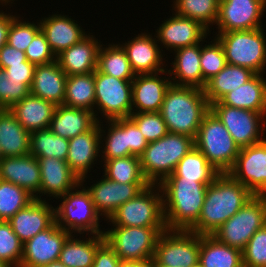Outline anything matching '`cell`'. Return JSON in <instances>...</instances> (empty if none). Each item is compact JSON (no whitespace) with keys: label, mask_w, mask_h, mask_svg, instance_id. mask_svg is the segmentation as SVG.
I'll return each instance as SVG.
<instances>
[{"label":"cell","mask_w":266,"mask_h":267,"mask_svg":"<svg viewBox=\"0 0 266 267\" xmlns=\"http://www.w3.org/2000/svg\"><path fill=\"white\" fill-rule=\"evenodd\" d=\"M254 194L229 173H220L207 186L197 223L189 230L198 235H212L236 214Z\"/></svg>","instance_id":"6da1fadb"},{"label":"cell","mask_w":266,"mask_h":267,"mask_svg":"<svg viewBox=\"0 0 266 267\" xmlns=\"http://www.w3.org/2000/svg\"><path fill=\"white\" fill-rule=\"evenodd\" d=\"M185 178H165L160 184L167 230L189 231L198 221L207 186Z\"/></svg>","instance_id":"7a4b0ae2"},{"label":"cell","mask_w":266,"mask_h":267,"mask_svg":"<svg viewBox=\"0 0 266 267\" xmlns=\"http://www.w3.org/2000/svg\"><path fill=\"white\" fill-rule=\"evenodd\" d=\"M210 111L204 89L176 86L167 89L160 113L170 133L196 138L203 117Z\"/></svg>","instance_id":"3957f363"},{"label":"cell","mask_w":266,"mask_h":267,"mask_svg":"<svg viewBox=\"0 0 266 267\" xmlns=\"http://www.w3.org/2000/svg\"><path fill=\"white\" fill-rule=\"evenodd\" d=\"M195 147L194 138L168 132L149 142L140 156L141 170L149 184L159 185L174 173L178 162Z\"/></svg>","instance_id":"277c9868"},{"label":"cell","mask_w":266,"mask_h":267,"mask_svg":"<svg viewBox=\"0 0 266 267\" xmlns=\"http://www.w3.org/2000/svg\"><path fill=\"white\" fill-rule=\"evenodd\" d=\"M194 144L220 173L232 169L240 152L226 127L211 111L203 117Z\"/></svg>","instance_id":"5b68a950"},{"label":"cell","mask_w":266,"mask_h":267,"mask_svg":"<svg viewBox=\"0 0 266 267\" xmlns=\"http://www.w3.org/2000/svg\"><path fill=\"white\" fill-rule=\"evenodd\" d=\"M58 199H61V203L54 209L55 222L60 228L71 234H82V237L89 233H104L105 230H101L99 225L100 215L96 212L89 192L81 183L65 195L56 198Z\"/></svg>","instance_id":"8992f818"},{"label":"cell","mask_w":266,"mask_h":267,"mask_svg":"<svg viewBox=\"0 0 266 267\" xmlns=\"http://www.w3.org/2000/svg\"><path fill=\"white\" fill-rule=\"evenodd\" d=\"M106 230L105 241L126 265L152 260L157 240L167 227L113 226Z\"/></svg>","instance_id":"52a82bcc"},{"label":"cell","mask_w":266,"mask_h":267,"mask_svg":"<svg viewBox=\"0 0 266 267\" xmlns=\"http://www.w3.org/2000/svg\"><path fill=\"white\" fill-rule=\"evenodd\" d=\"M265 37L263 27L254 30L218 33L215 36L223 48L227 64L248 68L255 74L265 73Z\"/></svg>","instance_id":"ba28073f"},{"label":"cell","mask_w":266,"mask_h":267,"mask_svg":"<svg viewBox=\"0 0 266 267\" xmlns=\"http://www.w3.org/2000/svg\"><path fill=\"white\" fill-rule=\"evenodd\" d=\"M107 221L112 226L166 227L160 186L149 184L133 199L121 205Z\"/></svg>","instance_id":"9c48e42d"},{"label":"cell","mask_w":266,"mask_h":267,"mask_svg":"<svg viewBox=\"0 0 266 267\" xmlns=\"http://www.w3.org/2000/svg\"><path fill=\"white\" fill-rule=\"evenodd\" d=\"M266 224V195H254L212 235L243 251L253 234Z\"/></svg>","instance_id":"30bf717a"},{"label":"cell","mask_w":266,"mask_h":267,"mask_svg":"<svg viewBox=\"0 0 266 267\" xmlns=\"http://www.w3.org/2000/svg\"><path fill=\"white\" fill-rule=\"evenodd\" d=\"M94 83L96 120L102 121L98 113L107 121L129 118L132 113V81L106 75L97 69Z\"/></svg>","instance_id":"8fae6325"},{"label":"cell","mask_w":266,"mask_h":267,"mask_svg":"<svg viewBox=\"0 0 266 267\" xmlns=\"http://www.w3.org/2000/svg\"><path fill=\"white\" fill-rule=\"evenodd\" d=\"M210 111L223 123L240 149L266 139L264 114L230 107L220 101L210 104Z\"/></svg>","instance_id":"7c38bea8"},{"label":"cell","mask_w":266,"mask_h":267,"mask_svg":"<svg viewBox=\"0 0 266 267\" xmlns=\"http://www.w3.org/2000/svg\"><path fill=\"white\" fill-rule=\"evenodd\" d=\"M200 235L166 230L159 236L153 260L159 267H191L199 262Z\"/></svg>","instance_id":"4fadbf2b"},{"label":"cell","mask_w":266,"mask_h":267,"mask_svg":"<svg viewBox=\"0 0 266 267\" xmlns=\"http://www.w3.org/2000/svg\"><path fill=\"white\" fill-rule=\"evenodd\" d=\"M266 0H219L217 33L262 28Z\"/></svg>","instance_id":"5bb4252c"},{"label":"cell","mask_w":266,"mask_h":267,"mask_svg":"<svg viewBox=\"0 0 266 267\" xmlns=\"http://www.w3.org/2000/svg\"><path fill=\"white\" fill-rule=\"evenodd\" d=\"M228 173L254 195H266V139L241 148Z\"/></svg>","instance_id":"9a60e30c"},{"label":"cell","mask_w":266,"mask_h":267,"mask_svg":"<svg viewBox=\"0 0 266 267\" xmlns=\"http://www.w3.org/2000/svg\"><path fill=\"white\" fill-rule=\"evenodd\" d=\"M71 235L55 222L23 244L20 267H42L59 260L62 247Z\"/></svg>","instance_id":"2e32d148"},{"label":"cell","mask_w":266,"mask_h":267,"mask_svg":"<svg viewBox=\"0 0 266 267\" xmlns=\"http://www.w3.org/2000/svg\"><path fill=\"white\" fill-rule=\"evenodd\" d=\"M148 185L149 183H117L103 176L90 187H84L91 196L96 212L104 216V220H109L121 205L133 199Z\"/></svg>","instance_id":"e0dca14e"},{"label":"cell","mask_w":266,"mask_h":267,"mask_svg":"<svg viewBox=\"0 0 266 267\" xmlns=\"http://www.w3.org/2000/svg\"><path fill=\"white\" fill-rule=\"evenodd\" d=\"M156 33L157 41L162 44L160 46H164L168 51H176L202 41L207 43L205 40L210 35L199 22L179 16L175 12L159 25Z\"/></svg>","instance_id":"ac0fdd59"},{"label":"cell","mask_w":266,"mask_h":267,"mask_svg":"<svg viewBox=\"0 0 266 267\" xmlns=\"http://www.w3.org/2000/svg\"><path fill=\"white\" fill-rule=\"evenodd\" d=\"M155 37L156 35L153 38L151 34L141 32L130 41H125V43L121 44L136 75L154 74L167 70L164 68L166 66L164 65L165 54L162 52L164 50L161 49L163 47L158 45L160 43L157 42V37Z\"/></svg>","instance_id":"d6986e66"},{"label":"cell","mask_w":266,"mask_h":267,"mask_svg":"<svg viewBox=\"0 0 266 267\" xmlns=\"http://www.w3.org/2000/svg\"><path fill=\"white\" fill-rule=\"evenodd\" d=\"M168 69L154 74H139L132 80V112H160L167 89L172 84Z\"/></svg>","instance_id":"ffe728a7"},{"label":"cell","mask_w":266,"mask_h":267,"mask_svg":"<svg viewBox=\"0 0 266 267\" xmlns=\"http://www.w3.org/2000/svg\"><path fill=\"white\" fill-rule=\"evenodd\" d=\"M37 160L41 176L38 200H42L43 194L56 199L81 183L66 161L55 157H37Z\"/></svg>","instance_id":"44dd1931"},{"label":"cell","mask_w":266,"mask_h":267,"mask_svg":"<svg viewBox=\"0 0 266 267\" xmlns=\"http://www.w3.org/2000/svg\"><path fill=\"white\" fill-rule=\"evenodd\" d=\"M42 198V200L34 199L8 220L13 232L23 244L55 223L54 207L47 203L46 198Z\"/></svg>","instance_id":"7402d4cb"},{"label":"cell","mask_w":266,"mask_h":267,"mask_svg":"<svg viewBox=\"0 0 266 267\" xmlns=\"http://www.w3.org/2000/svg\"><path fill=\"white\" fill-rule=\"evenodd\" d=\"M100 131L99 122L90 130L69 139V148L66 162L71 170L81 180L87 179L88 171L93 170L94 161L100 157Z\"/></svg>","instance_id":"603a6c76"},{"label":"cell","mask_w":266,"mask_h":267,"mask_svg":"<svg viewBox=\"0 0 266 267\" xmlns=\"http://www.w3.org/2000/svg\"><path fill=\"white\" fill-rule=\"evenodd\" d=\"M0 179L28 191L38 200L41 186L40 167L36 157H3L0 160Z\"/></svg>","instance_id":"cb8c5ba5"},{"label":"cell","mask_w":266,"mask_h":267,"mask_svg":"<svg viewBox=\"0 0 266 267\" xmlns=\"http://www.w3.org/2000/svg\"><path fill=\"white\" fill-rule=\"evenodd\" d=\"M90 34L89 32L80 42L56 56L59 66L67 76L93 73L97 70L101 41Z\"/></svg>","instance_id":"d4e9b609"},{"label":"cell","mask_w":266,"mask_h":267,"mask_svg":"<svg viewBox=\"0 0 266 267\" xmlns=\"http://www.w3.org/2000/svg\"><path fill=\"white\" fill-rule=\"evenodd\" d=\"M39 22L41 31L46 35L47 42L55 56L88 35L81 25L68 15L55 13L41 18Z\"/></svg>","instance_id":"484cf974"},{"label":"cell","mask_w":266,"mask_h":267,"mask_svg":"<svg viewBox=\"0 0 266 267\" xmlns=\"http://www.w3.org/2000/svg\"><path fill=\"white\" fill-rule=\"evenodd\" d=\"M67 75L59 66V63L36 65L30 94L53 103L62 105L65 98Z\"/></svg>","instance_id":"4316f807"},{"label":"cell","mask_w":266,"mask_h":267,"mask_svg":"<svg viewBox=\"0 0 266 267\" xmlns=\"http://www.w3.org/2000/svg\"><path fill=\"white\" fill-rule=\"evenodd\" d=\"M173 54H175L174 61L171 63L173 66L168 70L172 84L203 89L200 64L201 43L180 48Z\"/></svg>","instance_id":"83f0119b"},{"label":"cell","mask_w":266,"mask_h":267,"mask_svg":"<svg viewBox=\"0 0 266 267\" xmlns=\"http://www.w3.org/2000/svg\"><path fill=\"white\" fill-rule=\"evenodd\" d=\"M97 123L93 112L62 104L56 106L49 129L62 138L71 139L90 131Z\"/></svg>","instance_id":"f1b7e54d"},{"label":"cell","mask_w":266,"mask_h":267,"mask_svg":"<svg viewBox=\"0 0 266 267\" xmlns=\"http://www.w3.org/2000/svg\"><path fill=\"white\" fill-rule=\"evenodd\" d=\"M55 108L53 103L29 93L9 110L18 122L31 133L50 127Z\"/></svg>","instance_id":"f546056e"},{"label":"cell","mask_w":266,"mask_h":267,"mask_svg":"<svg viewBox=\"0 0 266 267\" xmlns=\"http://www.w3.org/2000/svg\"><path fill=\"white\" fill-rule=\"evenodd\" d=\"M219 101L230 107L251 110L266 116V79L264 74H255L245 84L228 92Z\"/></svg>","instance_id":"4dcf8cb0"},{"label":"cell","mask_w":266,"mask_h":267,"mask_svg":"<svg viewBox=\"0 0 266 267\" xmlns=\"http://www.w3.org/2000/svg\"><path fill=\"white\" fill-rule=\"evenodd\" d=\"M30 135L9 109L0 111V149L3 157L28 155Z\"/></svg>","instance_id":"1f68e13d"},{"label":"cell","mask_w":266,"mask_h":267,"mask_svg":"<svg viewBox=\"0 0 266 267\" xmlns=\"http://www.w3.org/2000/svg\"><path fill=\"white\" fill-rule=\"evenodd\" d=\"M104 241L103 234H88L86 239L71 234L62 247L59 261L66 267H92L97 248Z\"/></svg>","instance_id":"d6a6232c"},{"label":"cell","mask_w":266,"mask_h":267,"mask_svg":"<svg viewBox=\"0 0 266 267\" xmlns=\"http://www.w3.org/2000/svg\"><path fill=\"white\" fill-rule=\"evenodd\" d=\"M199 262L203 267H243L242 251L213 235H200Z\"/></svg>","instance_id":"836d02e7"},{"label":"cell","mask_w":266,"mask_h":267,"mask_svg":"<svg viewBox=\"0 0 266 267\" xmlns=\"http://www.w3.org/2000/svg\"><path fill=\"white\" fill-rule=\"evenodd\" d=\"M254 75L255 73L248 68L227 64L206 83L204 93L208 103L219 101L228 92L245 84Z\"/></svg>","instance_id":"e575fe53"},{"label":"cell","mask_w":266,"mask_h":267,"mask_svg":"<svg viewBox=\"0 0 266 267\" xmlns=\"http://www.w3.org/2000/svg\"><path fill=\"white\" fill-rule=\"evenodd\" d=\"M119 43H109L106 47L103 43L101 44L98 51L97 69L106 75L132 81L136 74L131 68L125 49Z\"/></svg>","instance_id":"d590c367"},{"label":"cell","mask_w":266,"mask_h":267,"mask_svg":"<svg viewBox=\"0 0 266 267\" xmlns=\"http://www.w3.org/2000/svg\"><path fill=\"white\" fill-rule=\"evenodd\" d=\"M63 105L85 109L94 113V72L67 76Z\"/></svg>","instance_id":"8d00e7d4"},{"label":"cell","mask_w":266,"mask_h":267,"mask_svg":"<svg viewBox=\"0 0 266 267\" xmlns=\"http://www.w3.org/2000/svg\"><path fill=\"white\" fill-rule=\"evenodd\" d=\"M101 123L103 121L99 122L100 148H102L100 149L101 158L99 159L105 162L106 160L129 156V146H127L126 140V118L107 121L106 123L109 125H105L108 126V131L103 129L105 127Z\"/></svg>","instance_id":"74e56055"},{"label":"cell","mask_w":266,"mask_h":267,"mask_svg":"<svg viewBox=\"0 0 266 267\" xmlns=\"http://www.w3.org/2000/svg\"><path fill=\"white\" fill-rule=\"evenodd\" d=\"M220 174L207 158L193 147L179 162L173 174L167 178H185L195 182H213Z\"/></svg>","instance_id":"f35d334b"},{"label":"cell","mask_w":266,"mask_h":267,"mask_svg":"<svg viewBox=\"0 0 266 267\" xmlns=\"http://www.w3.org/2000/svg\"><path fill=\"white\" fill-rule=\"evenodd\" d=\"M69 148V139L62 138L49 128L36 130L30 135V152L34 157H55L66 161Z\"/></svg>","instance_id":"ab89813d"},{"label":"cell","mask_w":266,"mask_h":267,"mask_svg":"<svg viewBox=\"0 0 266 267\" xmlns=\"http://www.w3.org/2000/svg\"><path fill=\"white\" fill-rule=\"evenodd\" d=\"M172 6L177 15L194 19L209 32L218 18L219 0H174Z\"/></svg>","instance_id":"60d3db41"},{"label":"cell","mask_w":266,"mask_h":267,"mask_svg":"<svg viewBox=\"0 0 266 267\" xmlns=\"http://www.w3.org/2000/svg\"><path fill=\"white\" fill-rule=\"evenodd\" d=\"M104 175L117 183H149L143 176L140 157L126 156L103 162Z\"/></svg>","instance_id":"b9f144b4"},{"label":"cell","mask_w":266,"mask_h":267,"mask_svg":"<svg viewBox=\"0 0 266 267\" xmlns=\"http://www.w3.org/2000/svg\"><path fill=\"white\" fill-rule=\"evenodd\" d=\"M34 199L33 195L20 186L0 179V221H8Z\"/></svg>","instance_id":"7bdbcfd3"},{"label":"cell","mask_w":266,"mask_h":267,"mask_svg":"<svg viewBox=\"0 0 266 267\" xmlns=\"http://www.w3.org/2000/svg\"><path fill=\"white\" fill-rule=\"evenodd\" d=\"M211 42V43H210ZM202 46L201 42V55L200 64L203 75V89L206 83L214 75L218 74L226 65V57L220 42L214 37L212 41Z\"/></svg>","instance_id":"ee69618b"},{"label":"cell","mask_w":266,"mask_h":267,"mask_svg":"<svg viewBox=\"0 0 266 267\" xmlns=\"http://www.w3.org/2000/svg\"><path fill=\"white\" fill-rule=\"evenodd\" d=\"M23 243L8 221H0V259L11 267H20Z\"/></svg>","instance_id":"f6af8a7d"},{"label":"cell","mask_w":266,"mask_h":267,"mask_svg":"<svg viewBox=\"0 0 266 267\" xmlns=\"http://www.w3.org/2000/svg\"><path fill=\"white\" fill-rule=\"evenodd\" d=\"M21 17H15L10 24L7 44L25 52L34 37L41 31L40 22H26Z\"/></svg>","instance_id":"bcb514c9"},{"label":"cell","mask_w":266,"mask_h":267,"mask_svg":"<svg viewBox=\"0 0 266 267\" xmlns=\"http://www.w3.org/2000/svg\"><path fill=\"white\" fill-rule=\"evenodd\" d=\"M129 118L137 125L148 142L157 141L169 132L160 112H132Z\"/></svg>","instance_id":"7dc6e473"},{"label":"cell","mask_w":266,"mask_h":267,"mask_svg":"<svg viewBox=\"0 0 266 267\" xmlns=\"http://www.w3.org/2000/svg\"><path fill=\"white\" fill-rule=\"evenodd\" d=\"M242 257L243 267H266V224L249 239Z\"/></svg>","instance_id":"c3c4849f"},{"label":"cell","mask_w":266,"mask_h":267,"mask_svg":"<svg viewBox=\"0 0 266 267\" xmlns=\"http://www.w3.org/2000/svg\"><path fill=\"white\" fill-rule=\"evenodd\" d=\"M30 93V89L22 82L8 78L5 70L0 69V107L9 109Z\"/></svg>","instance_id":"681fc988"},{"label":"cell","mask_w":266,"mask_h":267,"mask_svg":"<svg viewBox=\"0 0 266 267\" xmlns=\"http://www.w3.org/2000/svg\"><path fill=\"white\" fill-rule=\"evenodd\" d=\"M27 60L34 65H42L56 61V56L52 52L46 35L40 31L31 41L25 51Z\"/></svg>","instance_id":"f907efd6"},{"label":"cell","mask_w":266,"mask_h":267,"mask_svg":"<svg viewBox=\"0 0 266 267\" xmlns=\"http://www.w3.org/2000/svg\"><path fill=\"white\" fill-rule=\"evenodd\" d=\"M126 140L129 146V156L140 157L149 143L130 118H126Z\"/></svg>","instance_id":"816d5d0a"},{"label":"cell","mask_w":266,"mask_h":267,"mask_svg":"<svg viewBox=\"0 0 266 267\" xmlns=\"http://www.w3.org/2000/svg\"><path fill=\"white\" fill-rule=\"evenodd\" d=\"M125 264L104 241L95 253L92 267H123Z\"/></svg>","instance_id":"f5cc1de1"},{"label":"cell","mask_w":266,"mask_h":267,"mask_svg":"<svg viewBox=\"0 0 266 267\" xmlns=\"http://www.w3.org/2000/svg\"><path fill=\"white\" fill-rule=\"evenodd\" d=\"M35 68L36 65L27 60L26 62H21V64L11 65L4 70L6 71L8 78L22 80V82L30 89Z\"/></svg>","instance_id":"db71d44e"},{"label":"cell","mask_w":266,"mask_h":267,"mask_svg":"<svg viewBox=\"0 0 266 267\" xmlns=\"http://www.w3.org/2000/svg\"><path fill=\"white\" fill-rule=\"evenodd\" d=\"M25 52L17 50L8 44H5L0 50V69H5L11 65L21 64L26 62Z\"/></svg>","instance_id":"11a10c76"},{"label":"cell","mask_w":266,"mask_h":267,"mask_svg":"<svg viewBox=\"0 0 266 267\" xmlns=\"http://www.w3.org/2000/svg\"><path fill=\"white\" fill-rule=\"evenodd\" d=\"M16 16L17 15H12V13L7 14L2 10L0 11V50L5 44H7L10 24Z\"/></svg>","instance_id":"9f6ffc18"},{"label":"cell","mask_w":266,"mask_h":267,"mask_svg":"<svg viewBox=\"0 0 266 267\" xmlns=\"http://www.w3.org/2000/svg\"><path fill=\"white\" fill-rule=\"evenodd\" d=\"M154 260H148L144 262H137L132 264H126L123 267H154Z\"/></svg>","instance_id":"6f0895ef"},{"label":"cell","mask_w":266,"mask_h":267,"mask_svg":"<svg viewBox=\"0 0 266 267\" xmlns=\"http://www.w3.org/2000/svg\"><path fill=\"white\" fill-rule=\"evenodd\" d=\"M42 267H66L64 266L59 260L58 261H55V262H51L45 266H42Z\"/></svg>","instance_id":"680465c9"},{"label":"cell","mask_w":266,"mask_h":267,"mask_svg":"<svg viewBox=\"0 0 266 267\" xmlns=\"http://www.w3.org/2000/svg\"><path fill=\"white\" fill-rule=\"evenodd\" d=\"M11 1L14 2L15 0H0V5L2 4L5 7V5H9Z\"/></svg>","instance_id":"91938a15"},{"label":"cell","mask_w":266,"mask_h":267,"mask_svg":"<svg viewBox=\"0 0 266 267\" xmlns=\"http://www.w3.org/2000/svg\"><path fill=\"white\" fill-rule=\"evenodd\" d=\"M0 267H11V266L8 265L5 261L0 259Z\"/></svg>","instance_id":"94428289"},{"label":"cell","mask_w":266,"mask_h":267,"mask_svg":"<svg viewBox=\"0 0 266 267\" xmlns=\"http://www.w3.org/2000/svg\"><path fill=\"white\" fill-rule=\"evenodd\" d=\"M191 267H203L200 262H197L196 264L192 265Z\"/></svg>","instance_id":"6125c7cd"},{"label":"cell","mask_w":266,"mask_h":267,"mask_svg":"<svg viewBox=\"0 0 266 267\" xmlns=\"http://www.w3.org/2000/svg\"><path fill=\"white\" fill-rule=\"evenodd\" d=\"M3 158V155H2V152H1V149H0V160Z\"/></svg>","instance_id":"be15d7a7"}]
</instances>
